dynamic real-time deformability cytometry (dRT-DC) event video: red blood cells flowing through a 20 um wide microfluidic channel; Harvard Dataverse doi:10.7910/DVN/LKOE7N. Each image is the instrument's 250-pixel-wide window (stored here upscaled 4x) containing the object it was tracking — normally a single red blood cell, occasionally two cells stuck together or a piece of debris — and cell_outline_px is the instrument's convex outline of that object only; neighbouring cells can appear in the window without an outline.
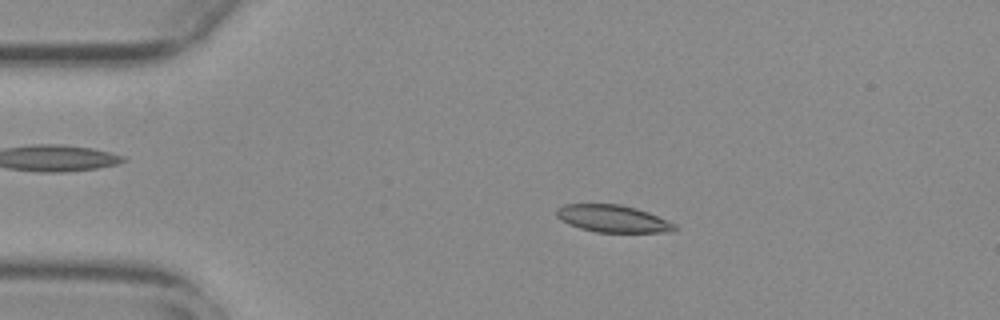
{"species": "common noctule bat (a hibernating species)", "species_latin": "Nyctalus noctula", "temperature_condition": "warm", "stored_images_in_passage": 53, "camera_frame_rate_fps": 3000, "um_per_image_px": 0.085, "animal": {"sex": "female", "body_mass_g": 29.2, "forearm_length_mm": 56.3}, "frame": {"image": 1, "passage_image": 9, "time_ms": 2.667, "image_size_px": [1000, 320], "cell_outline_px": [[676, 228], [672, 232], [596, 232], [580, 228], [568, 224], [560, 220], [556, 216], [556, 208], [564, 204], [620, 204], [636, 208], [648, 212], [668, 220], [676, 224]], "centroid_in_image_um": [52.07, 18.58], "position_along_channel_um": 32.9, "area_um2": 18.84}}
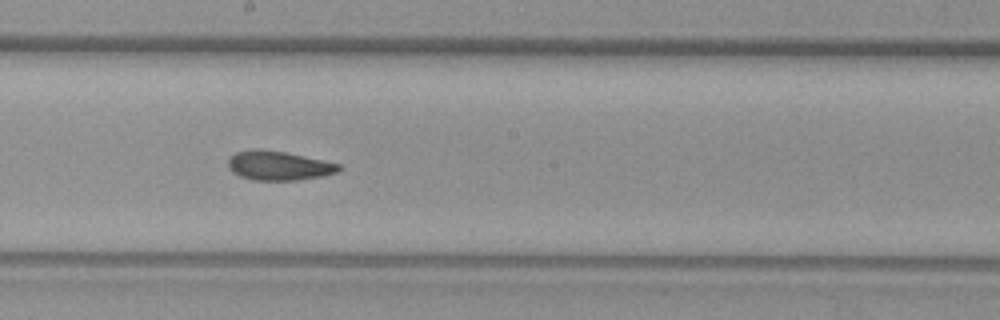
{"frame": {"image": 2, "passage_image": 28, "time_ms": 9.0, "image_size_px": [1000, 320], "cell_outline_px": [[344, 168], [336, 172], [324, 176], [296, 180], [252, 180], [240, 176], [232, 172], [228, 168], [228, 156], [236, 152], [252, 148], [260, 148], [288, 152], [324, 160], [340, 164]], "centroid_in_image_um": [23.67, 14.06], "position_along_channel_um": 224.5, "area_um2": 19.31}}
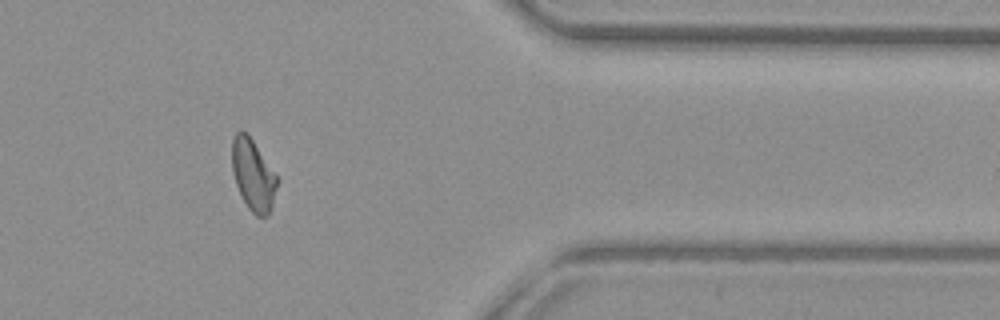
{"frame": {"image": 3, "passage_image": 43, "time_ms": 14.0, "image_size_px": [1000, 320], "cell_outline_px": [[276, 188], [272, 204], [268, 216], [256, 216], [248, 208], [236, 184], [232, 172], [232, 140], [236, 132], [240, 128], [248, 132], [276, 176]], "centroid_in_image_um": [21.47, 14.82], "position_along_channel_um": 389.9, "area_um2": 18.5}, "authors_computed_cell_mechanics": {"area_um2": 18.9584, "velocity_mm_per_s": 3.7597, "shape_relaxation_time_tau1_ms": null, "shape_relaxation_time_tau2_ms": 3.4384, "deformation_change_tau1": null, "deformation_change_tau2": 0.095}}